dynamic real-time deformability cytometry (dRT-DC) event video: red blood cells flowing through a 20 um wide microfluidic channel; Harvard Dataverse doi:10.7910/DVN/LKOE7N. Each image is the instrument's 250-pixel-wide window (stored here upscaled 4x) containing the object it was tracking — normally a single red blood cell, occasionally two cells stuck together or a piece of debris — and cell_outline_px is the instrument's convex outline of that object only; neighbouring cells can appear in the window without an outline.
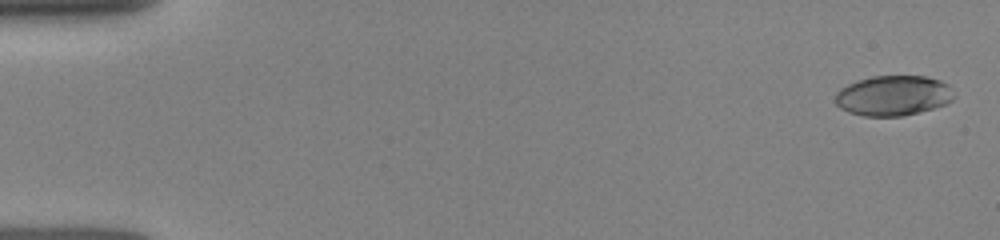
{"species": "human", "species_latin": "Homo sapiens", "temperature_condition": "room temperature", "stored_images_in_passage": 32, "camera_frame_rate_fps": 3000, "um_per_image_px": 0.085, "donor": {"sex": "female"}, "frame": {"image": 1, "passage_image": 1, "time_ms": 0.0, "image_size_px": [1000, 240], "cell_outline_px": [[956, 96], [948, 104], [920, 112], [904, 116], [864, 116], [848, 112], [840, 108], [836, 104], [836, 92], [840, 88], [856, 80], [872, 76], [924, 76], [940, 80], [948, 84]], "centroid_in_image_um": [75.94, 8.13], "position_along_channel_um": 9.1, "area_um2": 28.09}}
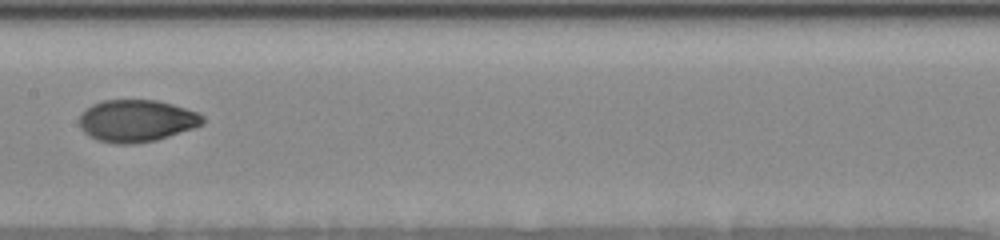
{"frame": {"image": 2, "passage_image": 16, "time_ms": 8.0, "image_size_px": [1000, 240], "cell_outline_px": [[204, 124], [156, 140], [132, 144], [116, 144], [100, 140], [88, 136], [80, 128], [80, 116], [92, 104], [104, 100], [156, 100], [172, 104], [196, 112], [204, 116]], "centroid_in_image_um": [11.6, 10.27], "position_along_channel_um": 195.8, "area_um2": 30.0}}
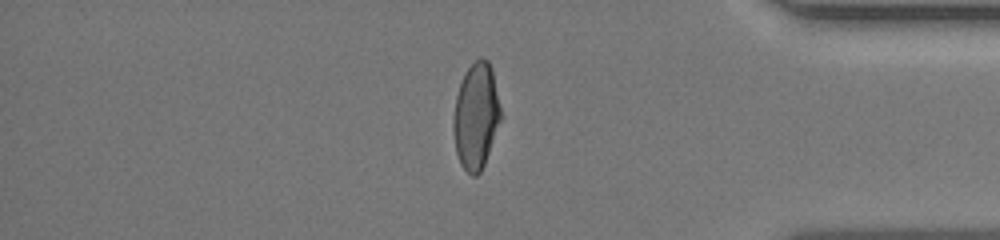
{"frame": {"image": 3, "passage_image": 27, "time_ms": 13.333, "image_size_px": [1000, 240], "cell_outline_px": [[500, 120], [484, 164], [480, 172], [476, 176], [472, 176], [460, 164], [456, 152], [452, 132], [452, 120], [456, 96], [464, 72], [480, 56], [488, 60], [492, 68], [500, 108]], "centroid_in_image_um": [40.43, 9.85], "position_along_channel_um": 394.8, "area_um2": 29.13}}